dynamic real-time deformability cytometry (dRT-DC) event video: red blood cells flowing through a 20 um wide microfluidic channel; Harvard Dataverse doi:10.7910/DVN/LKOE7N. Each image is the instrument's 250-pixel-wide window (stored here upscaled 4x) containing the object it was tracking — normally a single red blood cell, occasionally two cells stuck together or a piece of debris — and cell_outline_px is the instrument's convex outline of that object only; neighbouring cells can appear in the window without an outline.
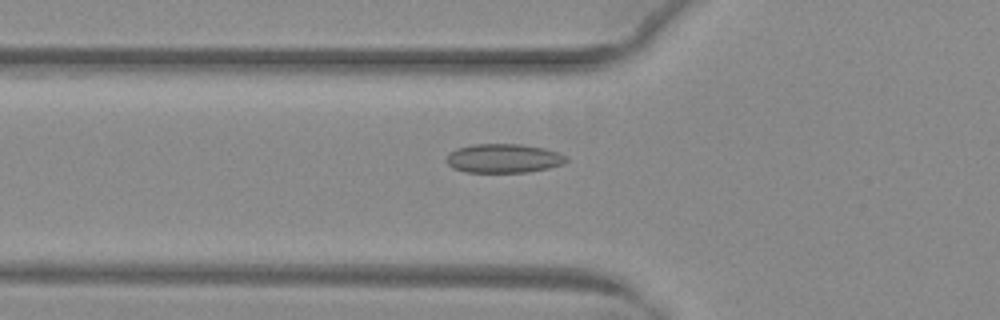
{"species": "common noctule bat (a hibernating species)", "species_latin": "Nyctalus noctula", "temperature_condition": "warm", "stored_images_in_passage": 53, "camera_frame_rate_fps": 3000, "um_per_image_px": 0.085, "animal": {"sex": "female", "body_mass_g": 29.2, "forearm_length_mm": 56.3}, "frame": {"image": 1, "passage_image": 20, "time_ms": 6.333, "image_size_px": [1000, 320], "cell_outline_px": [[568, 160], [564, 164], [548, 168], [528, 172], [464, 172], [452, 168], [444, 160], [448, 152], [456, 148], [472, 144], [520, 144], [544, 148], [560, 152], [568, 156]], "centroid_in_image_um": [42.79, 13.45], "position_along_channel_um": 83.0, "area_um2": 20.63}}
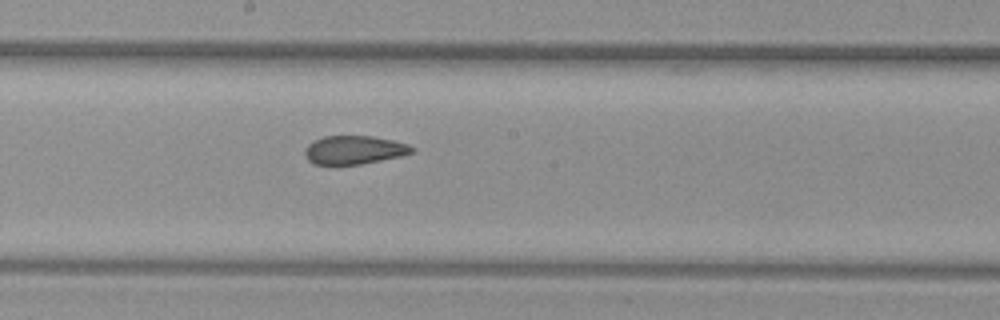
{"frame": {"image": 2, "passage_image": 30, "time_ms": 9.667, "image_size_px": [1000, 320], "cell_outline_px": [[416, 148], [412, 152], [400, 156], [360, 164], [336, 168], [312, 164], [304, 156], [304, 152], [308, 144], [324, 136], [372, 136], [392, 140], [408, 144]], "centroid_in_image_um": [30.03, 12.79], "position_along_channel_um": 218.2, "area_um2": 18.32}}
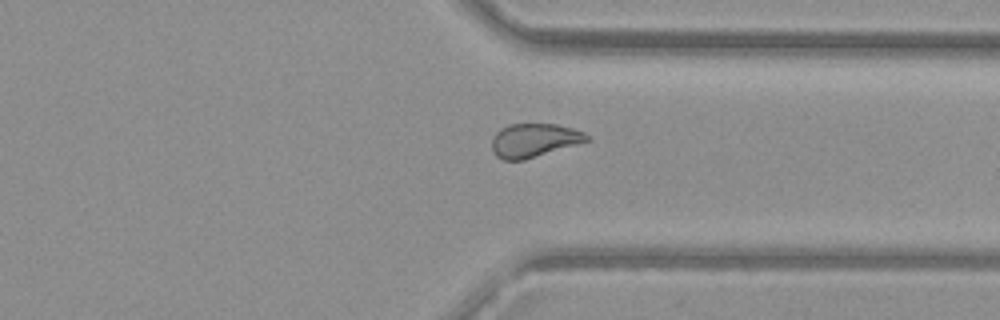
{"frame": {"image": 3, "passage_image": 41, "time_ms": 13.333, "image_size_px": [1000, 320], "cell_outline_px": [[592, 140], [524, 160], [504, 160], [496, 156], [492, 148], [492, 136], [500, 128], [508, 124], [556, 124], [572, 128], [584, 132]], "centroid_in_image_um": [45.39, 11.92], "position_along_channel_um": 366.0, "area_um2": 18.73}, "authors_computed_cell_mechanics": {"area_um2": 19.8832, "velocity_mm_per_s": 4.0348, "shape_relaxation_time_tau1_ms": null, "shape_relaxation_time_tau2_ms": 1.6635, "deformation_change_tau1": null, "deformation_change_tau2": 0.0588}}